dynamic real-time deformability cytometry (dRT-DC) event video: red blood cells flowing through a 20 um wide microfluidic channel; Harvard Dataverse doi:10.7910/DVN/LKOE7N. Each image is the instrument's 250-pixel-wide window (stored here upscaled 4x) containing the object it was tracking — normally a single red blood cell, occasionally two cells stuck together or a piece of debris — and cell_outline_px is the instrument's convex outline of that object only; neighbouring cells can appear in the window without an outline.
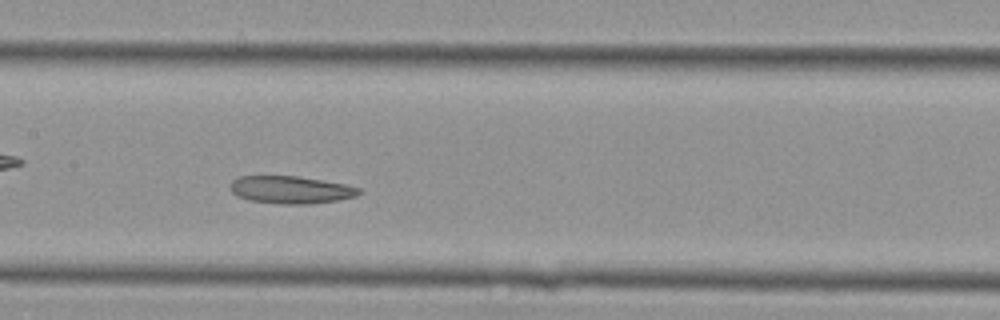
{"species": "Egyptian fruit bat (a non-hibernating species)", "species_latin": "Rousettus aegyptiacus", "temperature_condition": "cold", "stored_images_in_passage": 33, "camera_frame_rate_fps": 3000, "um_per_image_px": 0.085, "animal": {"sex": "female"}, "frame": {"image": 1, "passage_image": 10, "time_ms": 3.0, "image_size_px": [1000, 320], "cell_outline_px": [[364, 192], [356, 196], [336, 200], [308, 204], [284, 204], [248, 200], [236, 196], [228, 188], [232, 180], [240, 176], [296, 176], [344, 184], [360, 188]], "centroid_in_image_um": [24.68, 16.13], "position_along_channel_um": 182.7, "area_um2": 20.63}}
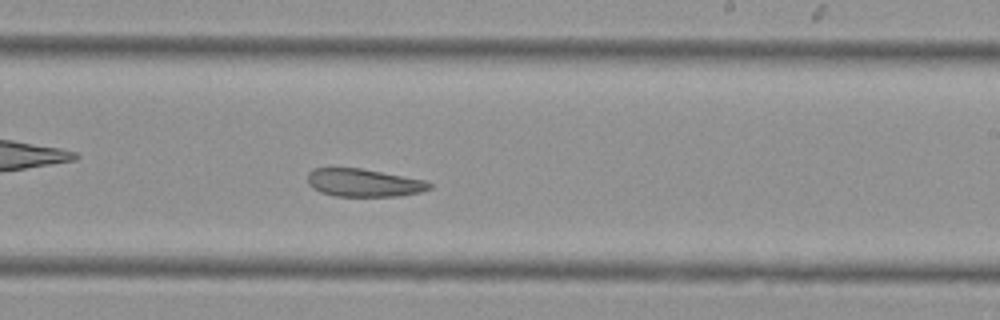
{"frame": {"image": 2, "passage_image": 15, "time_ms": 4.667, "image_size_px": [1000, 320], "cell_outline_px": [[432, 188], [420, 192], [400, 196], [336, 196], [320, 192], [312, 188], [308, 184], [308, 172], [312, 168], [360, 168], [424, 180], [432, 184]], "centroid_in_image_um": [30.89, 15.54], "position_along_channel_um": 258.1, "area_um2": 19.77}}